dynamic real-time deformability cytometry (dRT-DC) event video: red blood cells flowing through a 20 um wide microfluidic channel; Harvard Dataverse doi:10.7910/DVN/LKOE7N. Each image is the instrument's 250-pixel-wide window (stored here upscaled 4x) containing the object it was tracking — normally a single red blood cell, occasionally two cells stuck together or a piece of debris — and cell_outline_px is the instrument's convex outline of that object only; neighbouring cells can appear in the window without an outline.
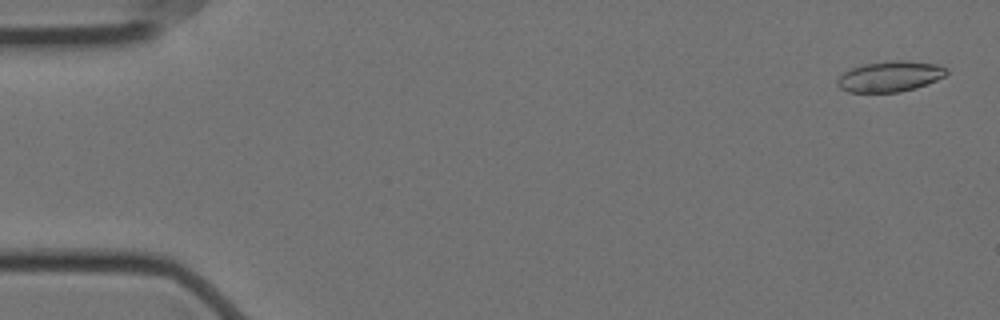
{"species": "Egyptian fruit bat (a non-hibernating species)", "species_latin": "Rousettus aegyptiacus", "temperature_condition": "cold", "stored_images_in_passage": 57, "camera_frame_rate_fps": 3000, "um_per_image_px": 0.085, "animal": {"sex": "female"}, "frame": {"image": 1, "passage_image": 2, "time_ms": 0.333, "image_size_px": [1000, 320], "cell_outline_px": [[948, 72], [944, 76], [936, 80], [916, 88], [900, 92], [848, 92], [840, 88], [836, 84], [836, 80], [844, 72], [852, 68], [864, 64], [892, 60], [908, 60], [936, 64], [948, 68]], "centroid_in_image_um": [75.65, 6.49], "position_along_channel_um": 9.3, "area_um2": 19.54}}
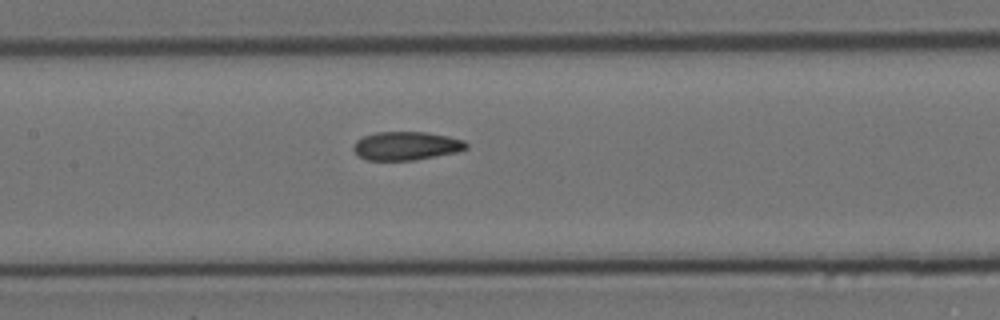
{"frame": {"image": 2, "passage_image": 27, "time_ms": 8.667, "image_size_px": [1000, 320], "cell_outline_px": [[468, 148], [456, 152], [416, 160], [368, 160], [360, 156], [352, 148], [356, 140], [364, 136], [376, 132], [428, 132], [448, 136], [464, 140], [468, 144]], "centroid_in_image_um": [34.55, 12.39], "position_along_channel_um": 172.8, "area_um2": 18.73}}
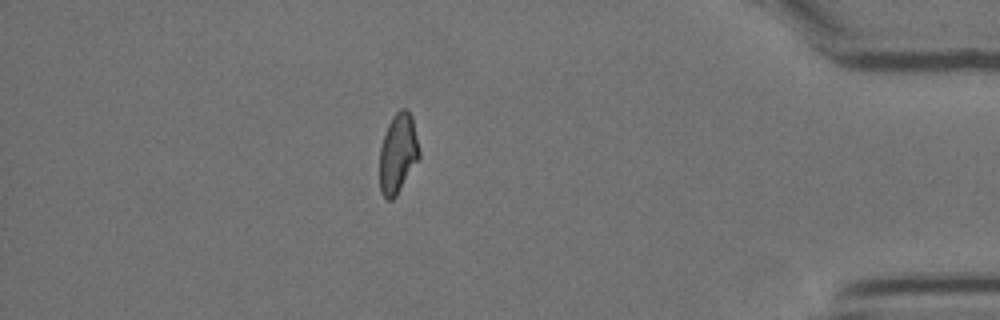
{"frame": {"image": 3, "passage_image": 50, "time_ms": 16.333, "image_size_px": [1000, 320], "cell_outline_px": [[420, 156], [396, 196], [392, 200], [388, 200], [380, 192], [380, 148], [388, 124], [392, 116], [400, 108], [404, 108], [412, 116], [420, 148]], "centroid_in_image_um": [33.83, 13.03], "position_along_channel_um": 401.4, "area_um2": 18.32}, "authors_computed_cell_mechanics": {"area_um2": 19.074, "velocity_mm_per_s": 3.529, "shape_relaxation_time_tau1_ms": null, "shape_relaxation_time_tau2_ms": 2.4676, "deformation_change_tau1": null, "deformation_change_tau2": 0.0897}}